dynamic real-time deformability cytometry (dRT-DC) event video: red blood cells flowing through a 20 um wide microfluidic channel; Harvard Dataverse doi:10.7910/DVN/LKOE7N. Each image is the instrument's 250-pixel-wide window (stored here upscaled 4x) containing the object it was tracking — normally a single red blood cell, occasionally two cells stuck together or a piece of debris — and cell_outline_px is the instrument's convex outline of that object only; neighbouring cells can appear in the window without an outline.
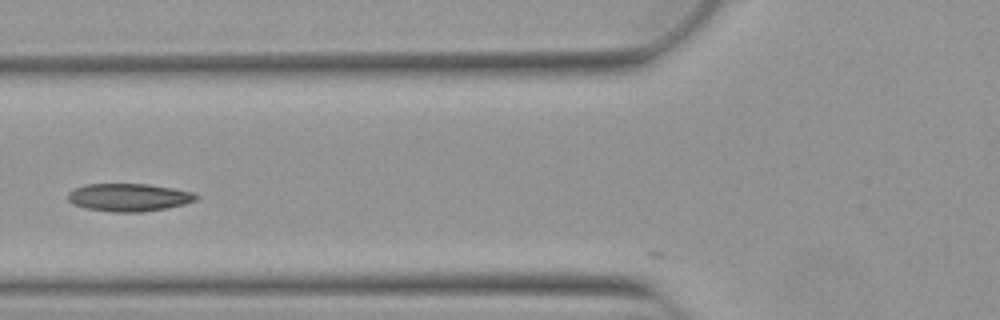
{"species": "Egyptian fruit bat (a non-hibernating species)", "species_latin": "Rousettus aegyptiacus", "temperature_condition": "warm", "stored_images_in_passage": 33, "camera_frame_rate_fps": 3000, "um_per_image_px": 0.085, "animal": {"sex": "female"}, "frame": {"image": 1, "passage_image": 2, "time_ms": 0.333, "image_size_px": [1000, 320], "cell_outline_px": [[200, 196], [196, 200], [184, 204], [168, 208], [140, 212], [112, 212], [88, 208], [72, 204], [68, 200], [68, 192], [76, 188], [88, 184], [148, 184], [172, 188], [192, 192]], "centroid_in_image_um": [10.97, 16.78], "position_along_channel_um": 114.8, "area_um2": 20.69}}
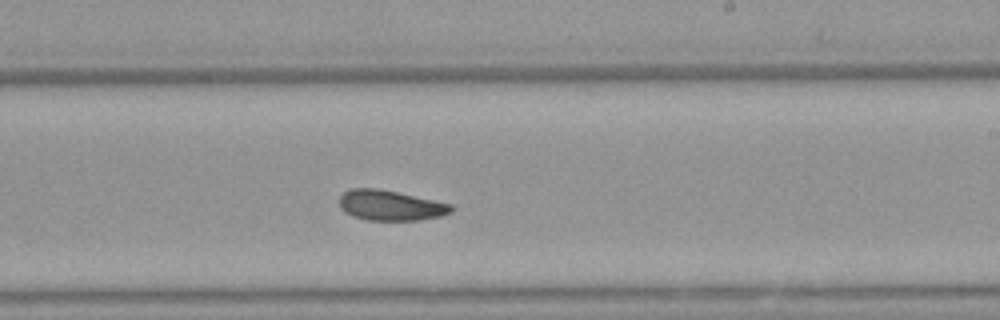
{"frame": {"image": 2, "passage_image": 13, "time_ms": 4.0, "image_size_px": [1000, 320], "cell_outline_px": [[456, 208], [452, 212], [440, 216], [420, 220], [368, 220], [352, 216], [344, 212], [340, 208], [340, 196], [344, 192], [352, 188], [376, 188], [396, 192], [452, 204]], "centroid_in_image_um": [33.19, 17.46], "position_along_channel_um": 255.8, "area_um2": 19.71}}
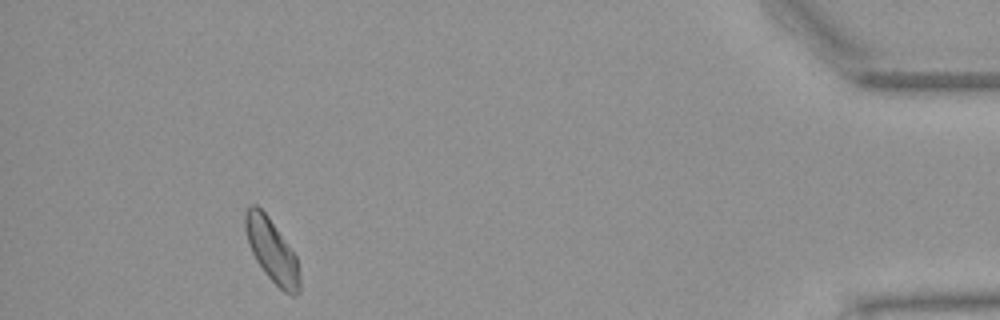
{"frame": {"image": 3, "passage_image": 30, "time_ms": 9.667, "image_size_px": [1000, 320], "cell_outline_px": [[300, 292], [296, 296], [292, 296], [284, 292], [264, 272], [256, 260], [248, 244], [244, 228], [244, 212], [252, 204], [256, 204], [268, 216], [296, 256], [300, 272]], "centroid_in_image_um": [23.11, 21.31], "position_along_channel_um": 412.1, "area_um2": 20.06}, "authors_computed_cell_mechanics": {"area_um2": 19.8254, "velocity_mm_per_s": 3.8546, "shape_relaxation_time_tau1_ms": 2.5681, "shape_relaxation_time_tau2_ms": 5.8518, "deformation_change_tau1": 0.0693, "deformation_change_tau2": 0.0986}}